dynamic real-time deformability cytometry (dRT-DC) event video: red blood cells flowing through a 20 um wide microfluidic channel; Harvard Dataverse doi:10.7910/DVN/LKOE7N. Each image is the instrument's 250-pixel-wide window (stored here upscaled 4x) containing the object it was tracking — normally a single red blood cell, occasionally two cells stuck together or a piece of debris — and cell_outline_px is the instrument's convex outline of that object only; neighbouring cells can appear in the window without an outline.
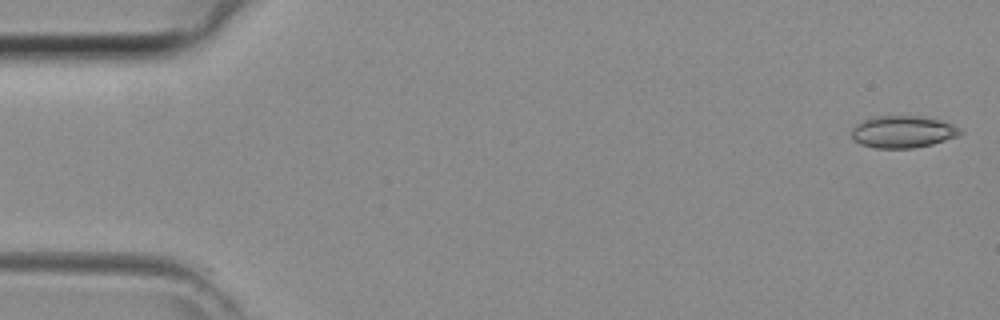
{"species": "common noctule bat (a hibernating species)", "species_latin": "Nyctalus noctula", "temperature_condition": "room temperature", "stored_images_in_passage": 44, "camera_frame_rate_fps": 3000, "um_per_image_px": 0.085, "animal": {"sex": "female", "body_mass_g": 29.2, "forearm_length_mm": 56.3}, "frame": {"image": 1, "passage_image": 1, "time_ms": 0.0, "image_size_px": [1000, 320], "cell_outline_px": [[964, 132], [960, 136], [932, 144], [912, 148], [876, 148], [860, 144], [852, 140], [852, 128], [856, 124], [864, 120], [876, 116], [920, 116], [940, 120], [952, 124], [960, 128]], "centroid_in_image_um": [76.76, 11.21], "position_along_channel_um": 8.2, "area_um2": 20.4}}
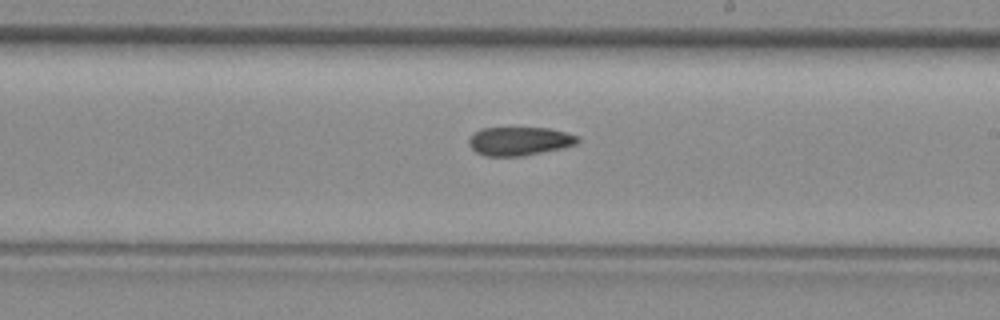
{"frame": {"image": 2, "passage_image": 25, "time_ms": 8.0, "image_size_px": [1000, 320], "cell_outline_px": [[580, 140], [576, 144], [564, 148], [524, 156], [484, 156], [476, 152], [468, 144], [468, 140], [480, 128], [548, 128], [564, 132], [576, 136]], "centroid_in_image_um": [44.14, 12.01], "position_along_channel_um": 244.9, "area_um2": 18.09}}
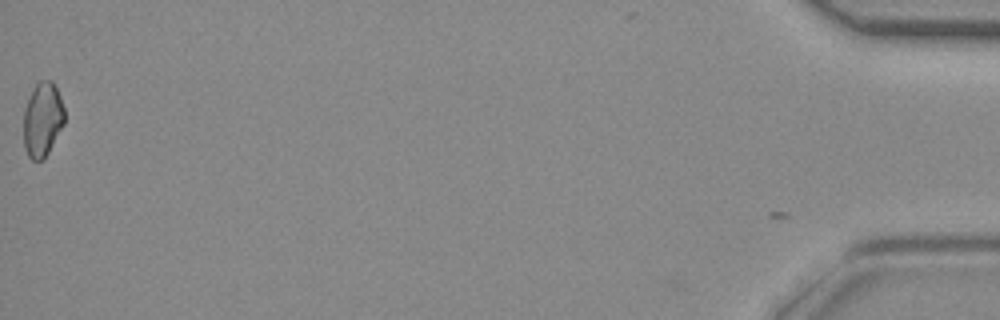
{"frame": {"image": 3, "passage_image": 44, "time_ms": 14.333, "image_size_px": [1000, 320], "cell_outline_px": [[64, 124], [44, 160], [32, 160], [28, 156], [24, 148], [24, 108], [36, 84], [40, 80], [52, 80], [60, 96], [64, 108]], "centroid_in_image_um": [3.62, 10.18], "position_along_channel_um": 431.6, "area_um2": 17.69}}